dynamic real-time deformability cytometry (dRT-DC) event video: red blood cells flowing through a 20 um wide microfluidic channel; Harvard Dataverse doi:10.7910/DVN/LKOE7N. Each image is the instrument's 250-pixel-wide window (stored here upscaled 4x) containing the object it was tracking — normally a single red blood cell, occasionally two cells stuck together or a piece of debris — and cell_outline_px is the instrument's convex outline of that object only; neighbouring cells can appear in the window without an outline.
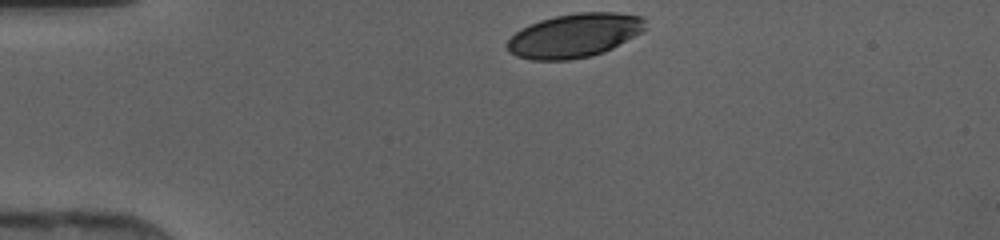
{"species": "human", "species_latin": "Homo sapiens", "temperature_condition": "cold", "stored_images_in_passage": 29, "camera_frame_rate_fps": 3000, "um_per_image_px": 0.085, "donor": {"sex": "female"}, "frame": {"image": 1, "passage_image": 1, "time_ms": 0.0, "image_size_px": [1000, 240], "cell_outline_px": [[648, 28], [644, 32], [604, 52], [592, 56], [568, 60], [532, 60], [516, 56], [508, 52], [508, 40], [516, 32], [540, 20], [556, 16], [576, 12], [616, 12], [644, 16]], "centroid_in_image_um": [48.91, 3.01], "position_along_channel_um": 36.1, "area_um2": 35.55}}
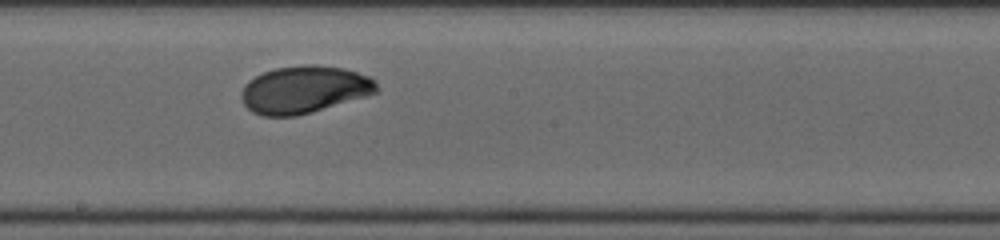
{"frame": {"image": 2, "passage_image": 17, "time_ms": 5.333, "image_size_px": [1000, 240], "cell_outline_px": [[380, 88], [376, 92], [364, 96], [312, 112], [296, 116], [264, 116], [252, 112], [244, 104], [240, 96], [240, 92], [244, 84], [248, 80], [264, 72], [276, 68], [304, 64], [316, 64], [344, 68], [368, 76], [376, 80]], "centroid_in_image_um": [25.84, 7.6], "position_along_channel_um": 222.4, "area_um2": 37.4}}
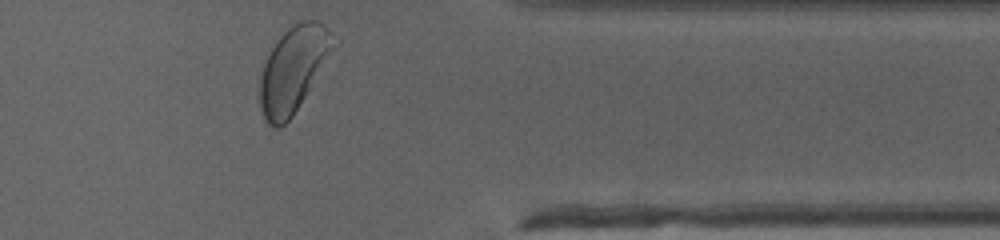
{"frame": {"image": 3, "passage_image": 29, "time_ms": 9.333, "image_size_px": [1000, 240], "cell_outline_px": [[340, 40], [292, 116], [280, 128], [276, 128], [268, 124], [264, 120], [260, 108], [260, 76], [264, 64], [276, 40], [288, 28], [300, 20], [316, 20], [328, 28]], "centroid_in_image_um": [24.95, 5.86], "position_along_channel_um": 386.5, "area_um2": 36.53}}